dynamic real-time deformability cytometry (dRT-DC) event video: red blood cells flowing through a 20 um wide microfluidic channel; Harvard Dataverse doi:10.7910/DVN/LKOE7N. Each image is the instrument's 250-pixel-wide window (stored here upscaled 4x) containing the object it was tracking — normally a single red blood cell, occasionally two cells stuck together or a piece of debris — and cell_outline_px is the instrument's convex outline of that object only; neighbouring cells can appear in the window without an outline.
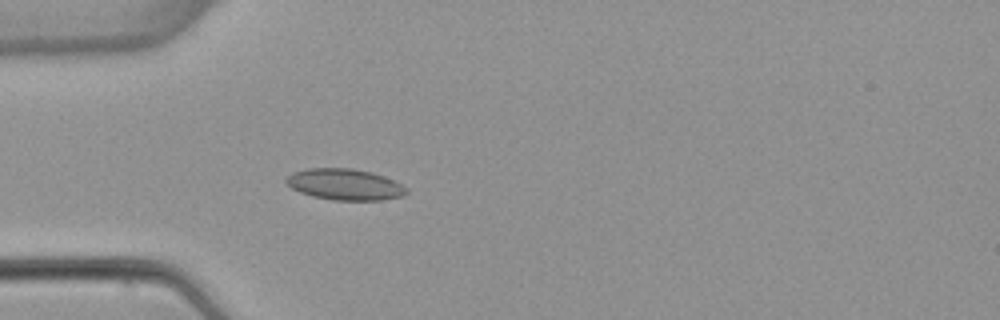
{"species": "common noctule bat (a hibernating species)", "species_latin": "Nyctalus noctula", "temperature_condition": "warm", "stored_images_in_passage": 4, "camera_frame_rate_fps": 3000, "um_per_image_px": 0.085, "animal": {"sex": "female", "body_mass_g": 22.7, "forearm_length_mm": 54.2}, "frame": {"image": 1, "passage_image": 4, "time_ms": 3.667, "image_size_px": [1000, 320], "cell_outline_px": [[408, 192], [404, 196], [380, 200], [332, 200], [312, 196], [300, 192], [292, 188], [284, 180], [292, 172], [308, 168], [352, 168], [372, 172], [384, 176], [408, 188]], "centroid_in_image_um": [29.31, 15.67], "position_along_channel_um": 55.7, "area_um2": 21.91}}